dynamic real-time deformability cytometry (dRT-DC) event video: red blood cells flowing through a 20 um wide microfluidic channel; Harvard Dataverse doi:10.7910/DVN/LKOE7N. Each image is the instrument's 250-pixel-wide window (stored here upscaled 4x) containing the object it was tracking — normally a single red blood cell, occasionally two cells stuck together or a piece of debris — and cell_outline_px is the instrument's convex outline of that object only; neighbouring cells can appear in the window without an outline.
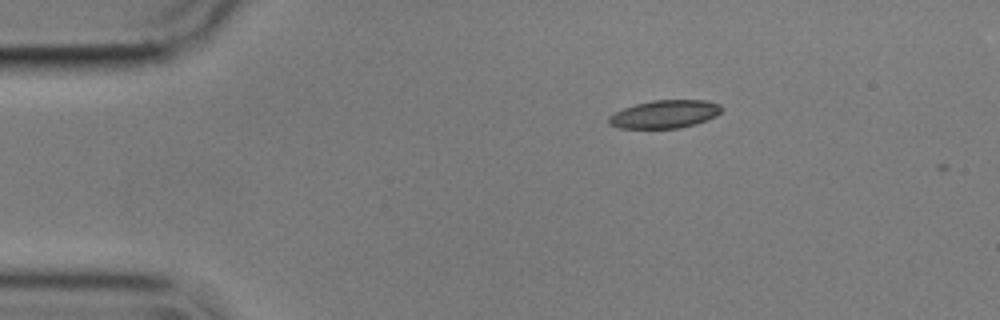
{"species": "common noctule bat (a hibernating species)", "species_latin": "Nyctalus noctula", "temperature_condition": "cold", "stored_images_in_passage": 4, "camera_frame_rate_fps": 3000, "um_per_image_px": 0.085, "animal": {"sex": "male", "body_mass_g": 17.9}, "frame": {"image": 1, "passage_image": 1, "time_ms": 0.0, "image_size_px": [1000, 320], "cell_outline_px": [[724, 108], [716, 116], [708, 120], [696, 124], [680, 128], [620, 128], [608, 124], [608, 116], [624, 108], [636, 104], [652, 100], [704, 100], [720, 104]], "centroid_in_image_um": [56.53, 9.7], "position_along_channel_um": 28.5, "area_um2": 18.5}}